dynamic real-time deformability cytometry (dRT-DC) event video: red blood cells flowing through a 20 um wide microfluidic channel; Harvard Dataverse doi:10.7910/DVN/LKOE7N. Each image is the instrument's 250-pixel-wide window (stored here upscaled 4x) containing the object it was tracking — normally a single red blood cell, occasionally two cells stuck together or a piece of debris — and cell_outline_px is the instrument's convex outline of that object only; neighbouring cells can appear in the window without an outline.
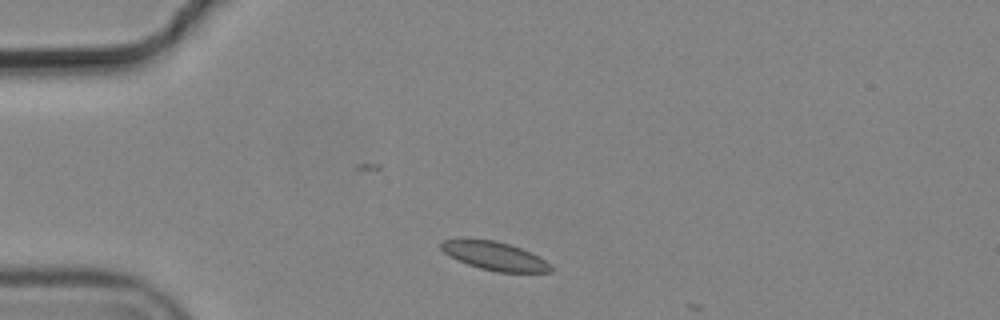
{"species": "common noctule bat (a hibernating species)", "species_latin": "Nyctalus noctula", "temperature_condition": "cold", "stored_images_in_passage": 2, "camera_frame_rate_fps": 3000, "um_per_image_px": 0.085, "animal": {"sex": "male", "body_mass_g": 19.2, "forearm_length_mm": 51.8}, "frame": {"image": 1, "passage_image": 1, "time_ms": 0.0, "image_size_px": [1000, 320], "cell_outline_px": [[552, 272], [496, 272], [480, 268], [456, 260], [444, 252], [440, 248], [440, 240], [492, 240], [508, 244], [520, 248], [544, 260], [552, 268]], "centroid_in_image_um": [42.0, 21.77], "position_along_channel_um": 43.0, "area_um2": 17.69}}